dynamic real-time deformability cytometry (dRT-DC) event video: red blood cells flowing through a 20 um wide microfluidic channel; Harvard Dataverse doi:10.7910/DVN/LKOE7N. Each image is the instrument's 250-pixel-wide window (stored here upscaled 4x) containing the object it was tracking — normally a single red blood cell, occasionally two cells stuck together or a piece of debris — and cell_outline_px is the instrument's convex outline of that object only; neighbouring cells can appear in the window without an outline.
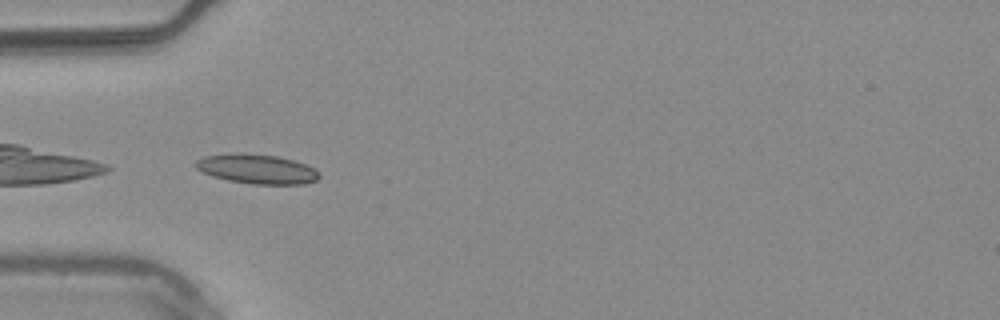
{"species": "common noctule bat (a hibernating species)", "species_latin": "Nyctalus noctula", "temperature_condition": "warm", "stored_images_in_passage": 22, "camera_frame_rate_fps": 3000, "um_per_image_px": 0.085, "animal": {"sex": "male", "body_mass_g": 20.4}, "frame": {"image": 1, "passage_image": 1, "time_ms": 0.0, "image_size_px": [1000, 320], "cell_outline_px": [[320, 176], [316, 180], [304, 184], [252, 184], [228, 180], [212, 176], [196, 168], [196, 160], [204, 156], [240, 152], [276, 156], [292, 160], [316, 168], [320, 172]], "centroid_in_image_um": [21.86, 14.36], "position_along_channel_um": 63.1, "area_um2": 21.21}}
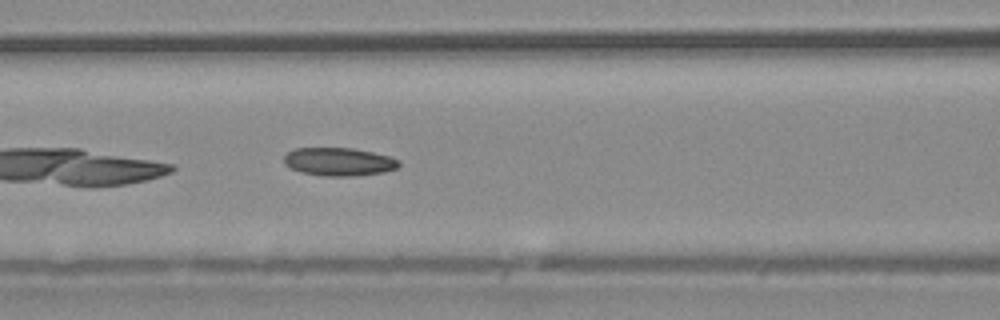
{"frame": {"image": 2, "passage_image": 7, "time_ms": 2.0, "image_size_px": [1000, 320], "cell_outline_px": [[400, 164], [396, 168], [384, 172], [356, 176], [324, 176], [300, 172], [284, 164], [284, 156], [288, 152], [296, 148], [352, 148], [372, 152], [388, 156], [400, 160]], "centroid_in_image_um": [28.8, 13.75], "position_along_channel_um": 137.8, "area_um2": 18.84}}